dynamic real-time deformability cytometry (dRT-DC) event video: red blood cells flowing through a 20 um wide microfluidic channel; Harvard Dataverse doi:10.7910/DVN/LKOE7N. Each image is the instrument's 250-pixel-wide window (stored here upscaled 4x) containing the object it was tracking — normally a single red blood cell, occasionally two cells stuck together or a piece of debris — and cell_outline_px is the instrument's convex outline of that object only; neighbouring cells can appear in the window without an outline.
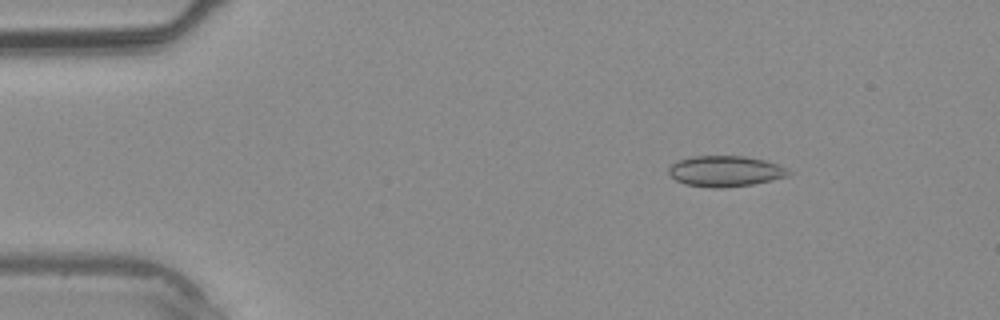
{"species": "common noctule bat (a hibernating species)", "species_latin": "Nyctalus noctula", "temperature_condition": "warm", "stored_images_in_passage": 39, "camera_frame_rate_fps": 3000, "um_per_image_px": 0.085, "animal": {"sex": "male", "body_mass_g": 20.4}, "frame": {"image": 1, "passage_image": 6, "time_ms": 1.667, "image_size_px": [1000, 320], "cell_outline_px": [[792, 172], [788, 176], [772, 180], [752, 184], [724, 188], [712, 188], [684, 184], [676, 180], [668, 172], [668, 168], [676, 160], [692, 156], [744, 156], [764, 160], [780, 164], [788, 168]], "centroid_in_image_um": [61.66, 14.55], "position_along_channel_um": 23.3, "area_um2": 21.73}}
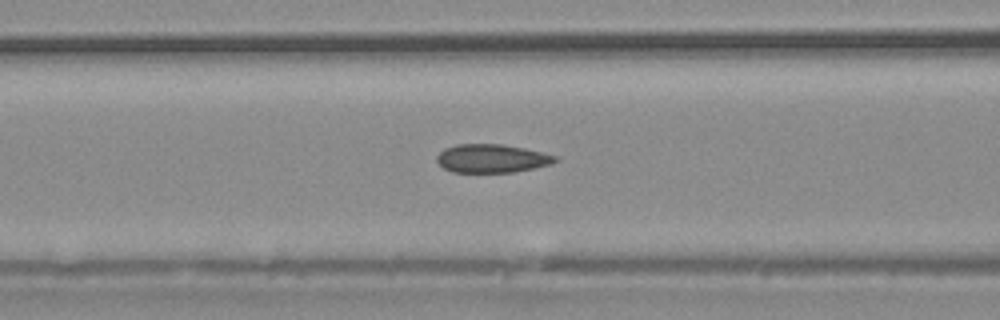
{"frame": {"image": 2, "passage_image": 16, "time_ms": 5.0, "image_size_px": [1000, 320], "cell_outline_px": [[560, 160], [552, 164], [512, 172], [452, 172], [444, 168], [436, 160], [436, 156], [444, 148], [456, 144], [504, 144], [524, 148], [560, 156]], "centroid_in_image_um": [41.83, 13.46], "position_along_channel_um": 124.8, "area_um2": 19.77}}
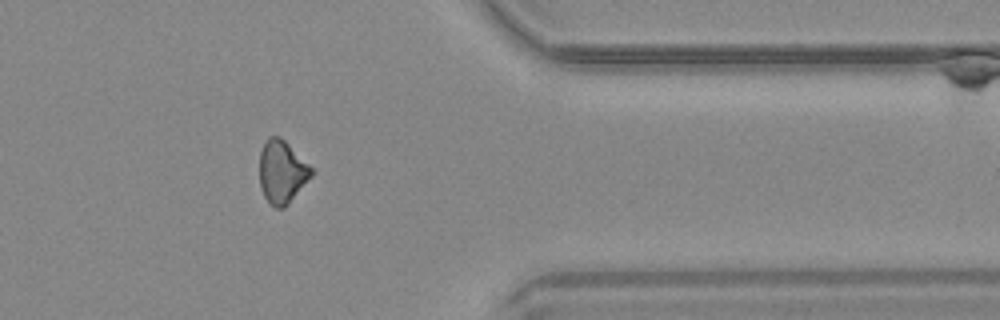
{"frame": {"image": 3, "passage_image": 32, "time_ms": 10.333, "image_size_px": [1000, 320], "cell_outline_px": [[312, 176], [288, 204], [284, 208], [276, 208], [268, 204], [260, 188], [260, 152], [268, 136], [280, 136], [312, 168]], "centroid_in_image_um": [23.94, 14.63], "position_along_channel_um": 387.5, "area_um2": 18.9}}